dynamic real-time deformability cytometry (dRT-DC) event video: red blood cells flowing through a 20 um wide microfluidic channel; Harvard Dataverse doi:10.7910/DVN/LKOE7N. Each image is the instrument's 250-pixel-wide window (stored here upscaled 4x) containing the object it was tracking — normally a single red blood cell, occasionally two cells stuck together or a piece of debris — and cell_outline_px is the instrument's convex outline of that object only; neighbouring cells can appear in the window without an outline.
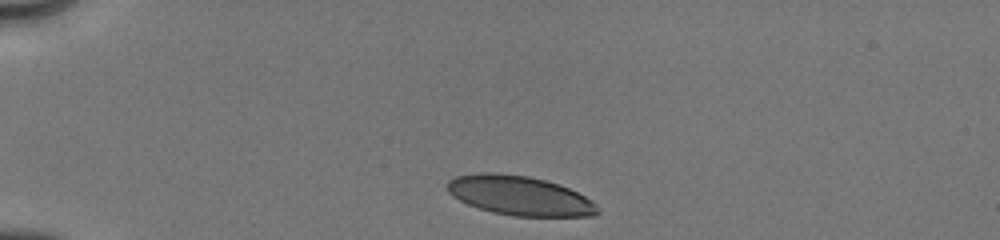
{"species": "human", "species_latin": "Homo sapiens", "temperature_condition": "cold", "stored_images_in_passage": 17, "camera_frame_rate_fps": 3000, "um_per_image_px": 0.085, "donor": {"sex": "male"}, "frame": {"image": 1, "passage_image": 1, "time_ms": 0.0, "image_size_px": [1000, 240], "cell_outline_px": [[600, 212], [596, 216], [512, 216], [492, 212], [468, 204], [452, 196], [448, 192], [448, 180], [456, 176], [480, 172], [492, 172], [528, 176], [560, 184], [592, 200], [596, 204]], "centroid_in_image_um": [44.18, 16.63], "position_along_channel_um": 40.8, "area_um2": 34.51}}
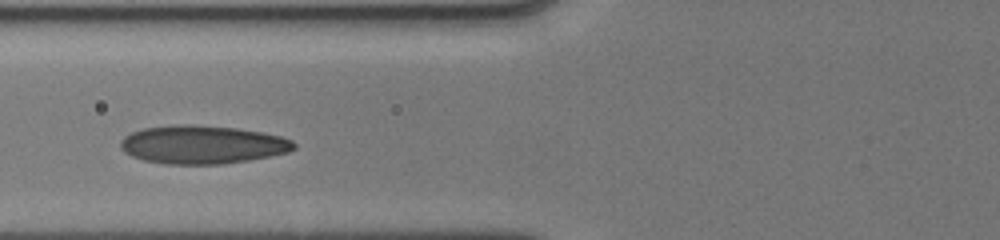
{"frame": {"image": 2, "passage_image": 9, "time_ms": 3.0, "image_size_px": [1000, 240], "cell_outline_px": [[296, 148], [288, 152], [248, 160], [220, 164], [168, 164], [144, 160], [132, 156], [124, 152], [120, 148], [120, 140], [124, 136], [132, 132], [144, 128], [176, 124], [196, 124], [236, 128], [260, 132], [280, 136], [292, 140], [296, 144]], "centroid_in_image_um": [17.18, 12.28], "position_along_channel_um": 108.6, "area_um2": 38.73}}
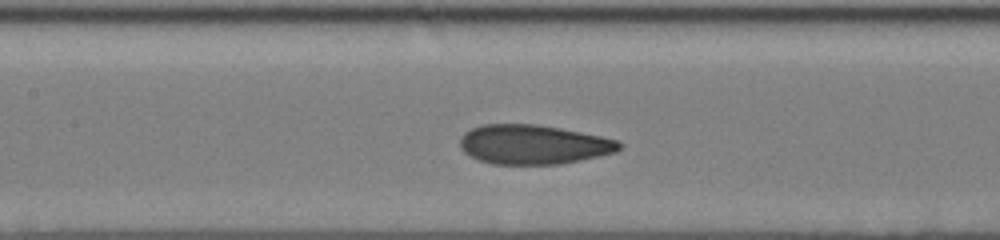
{"frame": {"image": 3, "passage_image": 14, "time_ms": 4.333, "image_size_px": [1000, 240], "cell_outline_px": [[624, 144], [616, 152], [580, 160], [560, 164], [492, 164], [480, 160], [464, 152], [460, 148], [460, 136], [464, 132], [480, 124], [536, 124], [560, 128], [600, 136], [616, 140]], "centroid_in_image_um": [45.31, 12.28], "position_along_channel_um": 162.1, "area_um2": 36.53}}